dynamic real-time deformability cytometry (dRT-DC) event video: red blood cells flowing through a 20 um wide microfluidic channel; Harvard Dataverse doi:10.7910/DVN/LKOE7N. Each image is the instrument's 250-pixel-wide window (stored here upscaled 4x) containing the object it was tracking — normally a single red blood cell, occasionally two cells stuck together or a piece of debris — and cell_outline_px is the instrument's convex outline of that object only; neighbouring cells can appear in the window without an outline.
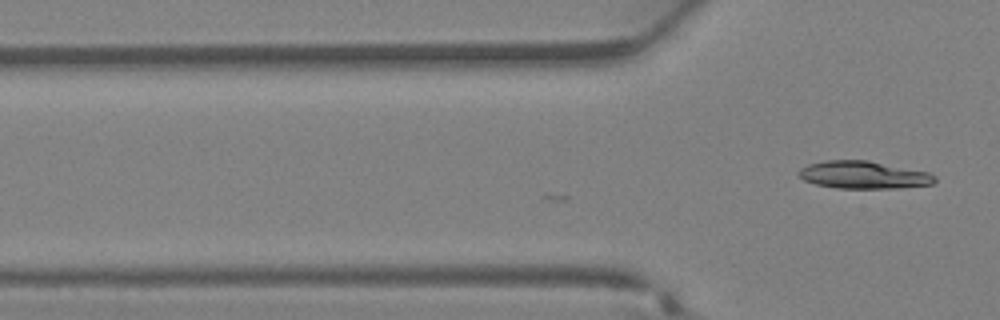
{"species": "Egyptian fruit bat (a non-hibernating species)", "species_latin": "Rousettus aegyptiacus", "temperature_condition": "warm", "stored_images_in_passage": 2, "camera_frame_rate_fps": 3000, "um_per_image_px": 0.085, "animal": {"sex": "female"}, "frame": {"image": 1, "passage_image": 2, "time_ms": 0.333, "image_size_px": [1000, 320], "cell_outline_px": [[936, 180], [932, 184], [900, 188], [836, 188], [816, 184], [804, 180], [796, 172], [800, 168], [808, 164], [824, 160], [868, 160], [928, 172], [936, 176]], "centroid_in_image_um": [73.38, 14.86], "position_along_channel_um": 52.4, "area_um2": 21.91}}